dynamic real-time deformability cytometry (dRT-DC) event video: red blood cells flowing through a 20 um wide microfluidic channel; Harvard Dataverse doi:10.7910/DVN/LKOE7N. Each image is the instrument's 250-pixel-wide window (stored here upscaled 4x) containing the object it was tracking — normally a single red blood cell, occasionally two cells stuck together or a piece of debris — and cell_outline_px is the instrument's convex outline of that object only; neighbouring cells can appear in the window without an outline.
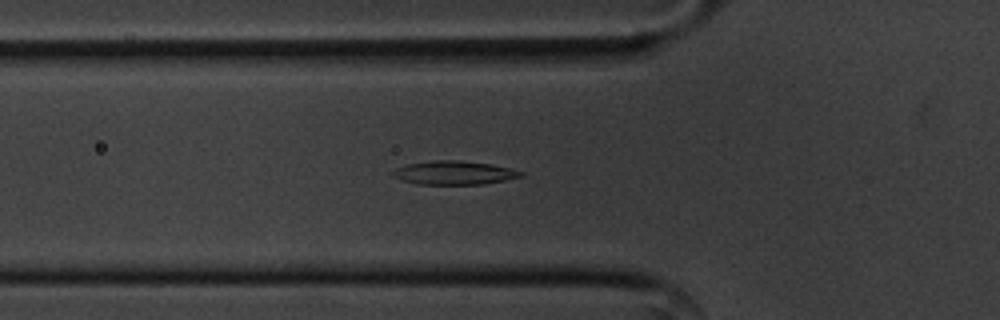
{"species": "common noctule bat (a hibernating species)", "species_latin": "Nyctalus noctula", "temperature_condition": "cold", "stored_images_in_passage": 40, "segment_of_instrument_passage": [1, 2], "camera_frame_rate_fps": 3000, "um_per_image_px": 0.085, "animal": {"sex": "male", "body_mass_g": 20.1, "forearm_length_mm": 53.5}, "frame": {"image": 1, "passage_image": 4, "time_ms": 1.0, "image_size_px": [1000, 320], "cell_outline_px": [[524, 176], [504, 180], [480, 184], [416, 184], [400, 180], [392, 176], [388, 172], [396, 168], [408, 164], [432, 160], [460, 160], [488, 164], [508, 168], [524, 172]], "centroid_in_image_um": [38.52, 14.68], "position_along_channel_um": 87.3, "area_um2": 17.63}}
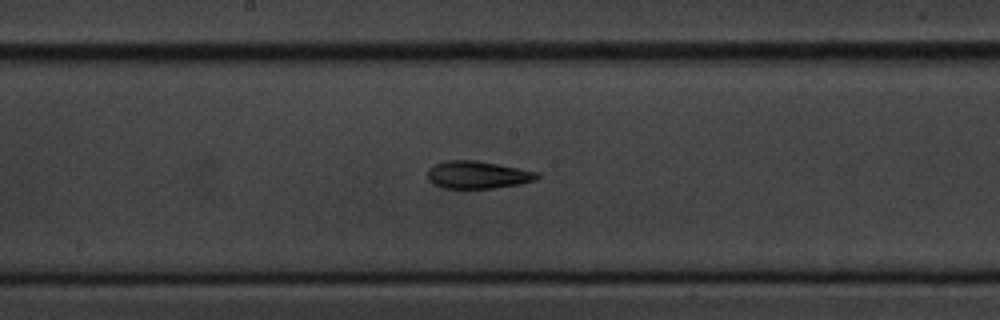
{"frame": {"image": 2, "passage_image": 14, "time_ms": 4.333, "image_size_px": [1000, 320], "cell_outline_px": [[540, 176], [536, 180], [520, 184], [492, 188], [444, 188], [432, 184], [428, 180], [428, 168], [436, 164], [448, 160], [476, 160], [500, 164], [540, 172]], "centroid_in_image_um": [40.62, 14.85], "position_along_channel_um": 207.6, "area_um2": 17.74}}
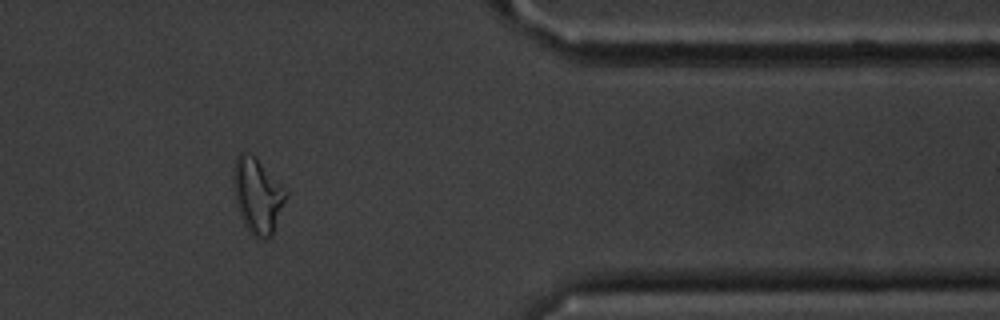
{"frame": {"image": 3, "passage_image": 31, "time_ms": 10.0, "image_size_px": [1000, 320], "cell_outline_px": [[288, 196], [272, 236], [264, 240], [252, 236], [248, 232], [240, 216], [236, 204], [232, 184], [232, 168], [236, 156], [240, 152], [248, 152], [256, 156], [288, 192]], "centroid_in_image_um": [21.87, 16.62], "position_along_channel_um": 389.5, "area_um2": 23.7}}